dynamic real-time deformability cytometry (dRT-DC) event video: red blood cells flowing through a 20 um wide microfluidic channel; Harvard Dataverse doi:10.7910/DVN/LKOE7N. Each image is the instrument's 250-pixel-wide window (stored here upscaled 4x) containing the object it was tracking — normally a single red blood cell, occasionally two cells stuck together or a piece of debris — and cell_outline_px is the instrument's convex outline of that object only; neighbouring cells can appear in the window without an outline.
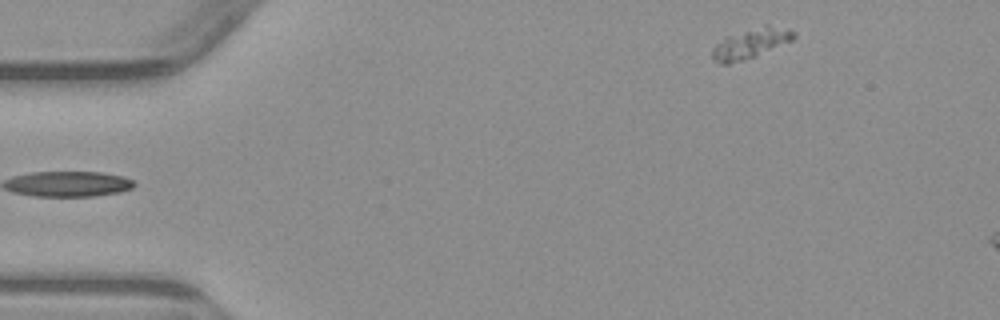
{"species": "common noctule bat (a hibernating species)", "species_latin": "Nyctalus noctula", "temperature_condition": "warm", "stored_images_in_passage": 2, "segment_of_instrument_passage": [2, 2], "camera_frame_rate_fps": 3000, "um_per_image_px": 0.085, "animal": {"sex": "male", "body_mass_g": 23.1, "forearm_length_mm": 52.7}, "frame": {"image": 1, "passage_image": 2, "time_ms": 1.0, "image_size_px": [1000, 320], "cell_outline_px": [[796, 36], [792, 40], [756, 56], [744, 60], [728, 64], [720, 64], [712, 60], [712, 48], [716, 44], [728, 36], [764, 24], [768, 24], [796, 32]], "centroid_in_image_um": [63.79, 3.7], "position_along_channel_um": 21.2, "area_um2": 14.1}}